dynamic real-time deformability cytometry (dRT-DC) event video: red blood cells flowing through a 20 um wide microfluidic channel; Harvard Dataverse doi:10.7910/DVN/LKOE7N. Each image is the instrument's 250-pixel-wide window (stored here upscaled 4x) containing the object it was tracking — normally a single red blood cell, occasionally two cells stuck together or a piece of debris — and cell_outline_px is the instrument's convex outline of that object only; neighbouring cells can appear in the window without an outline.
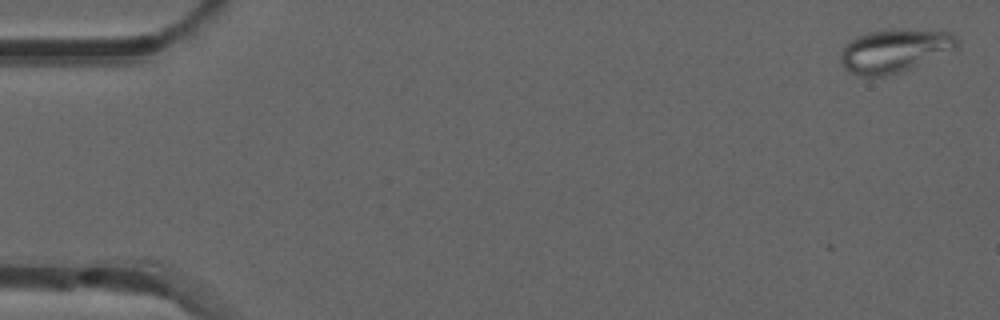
{"species": "common noctule bat (a hibernating species)", "species_latin": "Nyctalus noctula", "temperature_condition": "room temperature", "stored_images_in_passage": 4, "camera_frame_rate_fps": 3000, "um_per_image_px": 0.085, "animal": {"sex": "male", "forearm_length_mm": 52.5}, "frame": {"image": 1, "passage_image": 1, "time_ms": 0.0, "image_size_px": [1000, 320], "cell_outline_px": [[960, 44], [956, 48], [900, 72], [884, 76], [860, 76], [848, 72], [840, 64], [840, 56], [844, 44], [848, 40], [856, 36], [868, 32], [892, 28], [944, 28], [952, 32], [960, 40]], "centroid_in_image_um": [76.06, 4.24], "position_along_channel_um": 8.9, "area_um2": 30.35}}